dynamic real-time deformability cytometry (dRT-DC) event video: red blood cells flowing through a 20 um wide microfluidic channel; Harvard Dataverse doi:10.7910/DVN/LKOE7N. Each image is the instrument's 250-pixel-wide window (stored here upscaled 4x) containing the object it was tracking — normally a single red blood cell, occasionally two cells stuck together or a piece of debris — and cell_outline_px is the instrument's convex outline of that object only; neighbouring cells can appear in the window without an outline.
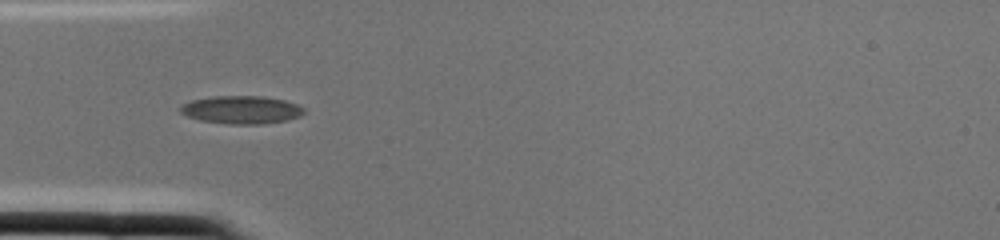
{"species": "common noctule bat (a hibernating species)", "species_latin": "Nyctalus noctula", "temperature_condition": "cold", "stored_images_in_passage": 2, "camera_frame_rate_fps": 3000, "um_per_image_px": 0.085, "animal": {"sex": "female", "body_mass_g": 22.0, "forearm_length_mm": 56.7}, "frame": {"image": 1, "passage_image": 2, "time_ms": 0.333, "image_size_px": [1000, 240], "cell_outline_px": [[304, 112], [300, 116], [288, 120], [264, 124], [228, 124], [200, 120], [188, 116], [180, 112], [180, 108], [184, 104], [192, 100], [212, 96], [264, 96], [284, 100], [296, 104], [304, 108]], "centroid_in_image_um": [20.54, 9.33], "position_along_channel_um": 64.5, "area_um2": 20.11}}